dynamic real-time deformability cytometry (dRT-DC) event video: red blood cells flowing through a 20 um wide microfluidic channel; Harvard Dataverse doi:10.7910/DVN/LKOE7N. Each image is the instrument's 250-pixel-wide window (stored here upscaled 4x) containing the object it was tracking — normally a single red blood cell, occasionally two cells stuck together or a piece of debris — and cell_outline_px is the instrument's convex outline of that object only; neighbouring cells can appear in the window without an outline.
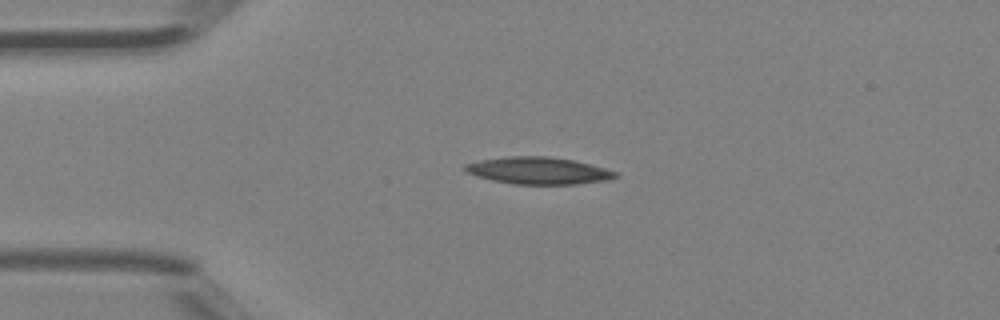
{"species": "Egyptian fruit bat (a non-hibernating species)", "species_latin": "Rousettus aegyptiacus", "temperature_condition": "room temperature", "stored_images_in_passage": 33, "camera_frame_rate_fps": 3000, "um_per_image_px": 0.085, "animal": {"sex": "female"}, "frame": {"image": 1, "passage_image": 3, "time_ms": 0.667, "image_size_px": [1000, 320], "cell_outline_px": [[620, 176], [608, 180], [576, 184], [512, 184], [492, 180], [476, 176], [468, 172], [464, 168], [464, 164], [480, 160], [508, 156], [548, 156], [572, 160], [604, 168], [616, 172]], "centroid_in_image_um": [45.75, 14.51], "position_along_channel_um": 39.2, "area_um2": 23.58}}
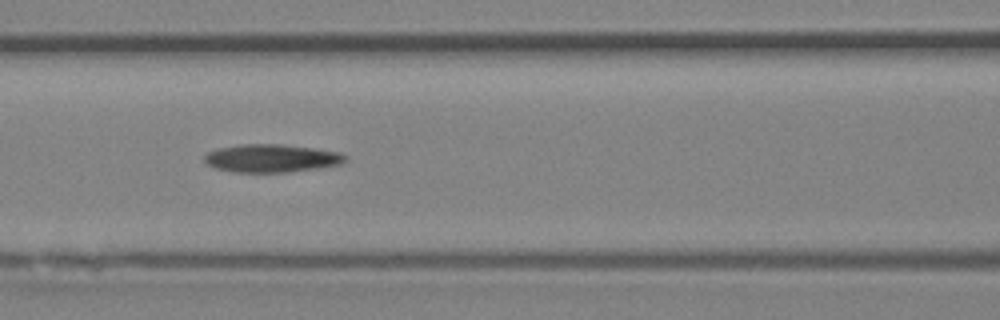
{"frame": {"image": 2, "passage_image": 12, "time_ms": 3.667, "image_size_px": [1000, 320], "cell_outline_px": [[348, 160], [340, 164], [320, 168], [288, 172], [232, 172], [216, 168], [208, 164], [204, 160], [204, 156], [208, 152], [220, 148], [240, 144], [280, 144], [312, 148], [340, 152], [348, 156]], "centroid_in_image_um": [23.11, 13.45], "position_along_channel_um": 143.5, "area_um2": 23.0}}
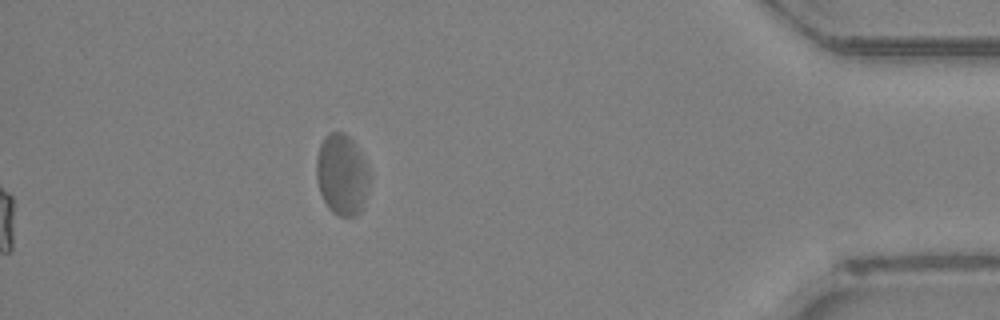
{"frame": {"image": 3, "passage_image": 33, "time_ms": 10.667, "image_size_px": [1000, 320], "cell_outline_px": [[368, 184], [364, 204], [360, 212], [356, 216], [340, 216], [332, 212], [328, 208], [320, 192], [316, 176], [316, 160], [320, 144], [324, 136], [328, 132], [344, 132], [356, 144], [368, 164]], "centroid_in_image_um": [29.06, 14.83], "position_along_channel_um": 406.1, "area_um2": 25.2}, "authors_computed_cell_mechanics": {"area_um2": 23.409, "velocity_mm_per_s": 4.4752, "shape_relaxation_time_tau1_ms": null, "shape_relaxation_time_tau2_ms": 3.8754, "deformation_change_tau1": null, "deformation_change_tau2": 0.0991}}